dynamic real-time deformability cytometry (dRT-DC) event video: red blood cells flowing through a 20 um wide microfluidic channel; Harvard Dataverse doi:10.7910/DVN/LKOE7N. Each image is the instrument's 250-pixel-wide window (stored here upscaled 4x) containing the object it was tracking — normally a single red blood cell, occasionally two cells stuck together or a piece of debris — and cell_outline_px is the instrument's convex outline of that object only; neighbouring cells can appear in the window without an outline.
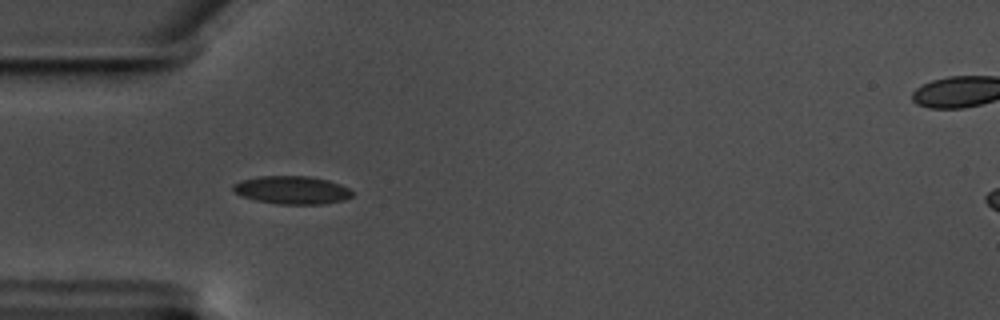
{"species": "common noctule bat (a hibernating species)", "species_latin": "Nyctalus noctula", "temperature_condition": "warm", "stored_images_in_passage": 41, "camera_frame_rate_fps": 3000, "um_per_image_px": 0.085, "animal": {"sex": "male", "body_mass_g": 17.5, "forearm_length_mm": 52.3}, "frame": {"image": 1, "passage_image": 1, "time_ms": 0.0, "image_size_px": [1000, 320], "cell_outline_px": [[352, 196], [344, 200], [320, 204], [276, 204], [256, 200], [244, 196], [236, 192], [232, 188], [232, 184], [240, 180], [260, 176], [308, 176], [328, 180], [340, 184], [348, 188], [352, 192]], "centroid_in_image_um": [24.81, 16.15], "position_along_channel_um": 60.2, "area_um2": 19.36}}
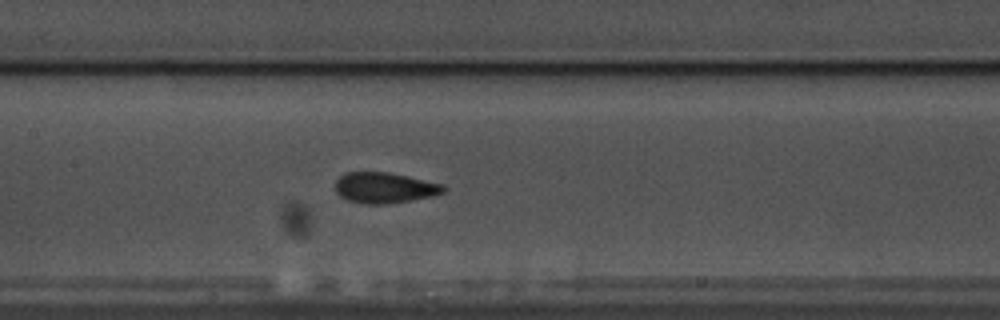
{"frame": {"image": 2, "passage_image": 11, "time_ms": 3.333, "image_size_px": [1000, 320], "cell_outline_px": [[448, 188], [444, 192], [432, 196], [412, 200], [388, 204], [360, 204], [348, 200], [340, 196], [336, 192], [336, 180], [344, 172], [388, 172], [408, 176], [444, 184]], "centroid_in_image_um": [32.7, 15.96], "position_along_channel_um": 174.7, "area_um2": 19.59}}
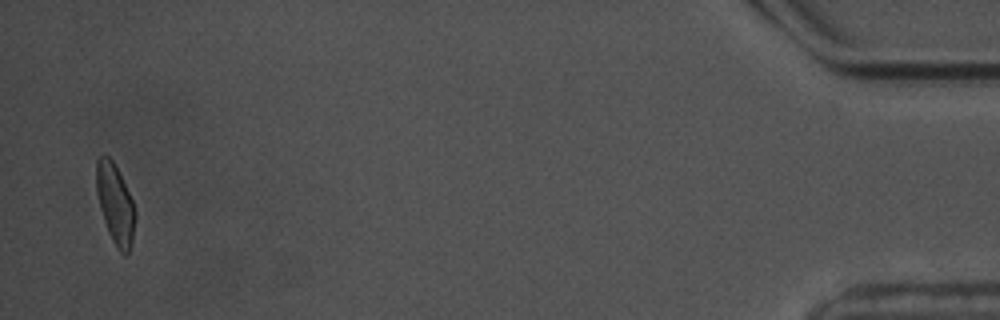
{"frame": {"image": 3, "passage_image": 40, "time_ms": 13.0, "image_size_px": [1000, 320], "cell_outline_px": [[136, 212], [132, 240], [128, 252], [124, 256], [116, 248], [108, 232], [100, 208], [96, 188], [96, 160], [100, 156], [108, 156], [112, 160], [132, 200]], "centroid_in_image_um": [9.78, 17.36], "position_along_channel_um": 425.4, "area_um2": 17.74}, "authors_computed_cell_mechanics": {"area_um2": 19.074, "velocity_mm_per_s": 3.518, "shape_relaxation_time_tau1_ms": 4.3824, "shape_relaxation_time_tau2_ms": 1.1394, "deformation_change_tau1": 0.1218, "deformation_change_tau2": 0.0475}}